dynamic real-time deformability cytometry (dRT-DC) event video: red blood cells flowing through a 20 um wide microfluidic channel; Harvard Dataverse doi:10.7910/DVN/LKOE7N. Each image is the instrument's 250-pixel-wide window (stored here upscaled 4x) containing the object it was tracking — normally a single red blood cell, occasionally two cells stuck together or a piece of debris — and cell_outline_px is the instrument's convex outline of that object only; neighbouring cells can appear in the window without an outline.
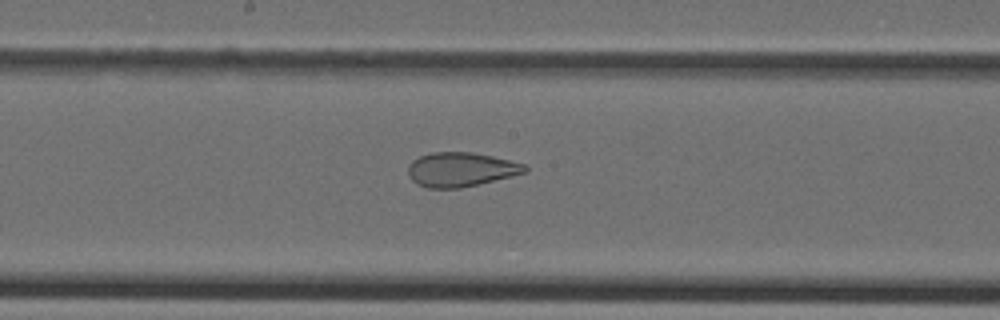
{"species": "Egyptian fruit bat (a non-hibernating species)", "species_latin": "Rousettus aegyptiacus", "temperature_condition": "cold", "stored_images_in_passage": 46, "camera_frame_rate_fps": 3000, "um_per_image_px": 0.085, "animal": {"sex": "female"}, "frame": {"image": 1, "passage_image": 24, "time_ms": 7.667, "image_size_px": [1000, 320], "cell_outline_px": [[528, 168], [524, 172], [512, 176], [460, 188], [428, 188], [416, 184], [408, 176], [408, 164], [412, 160], [420, 156], [432, 152], [472, 152], [492, 156], [524, 164]], "centroid_in_image_um": [39.12, 14.4], "position_along_channel_um": 209.1, "area_um2": 23.24}}
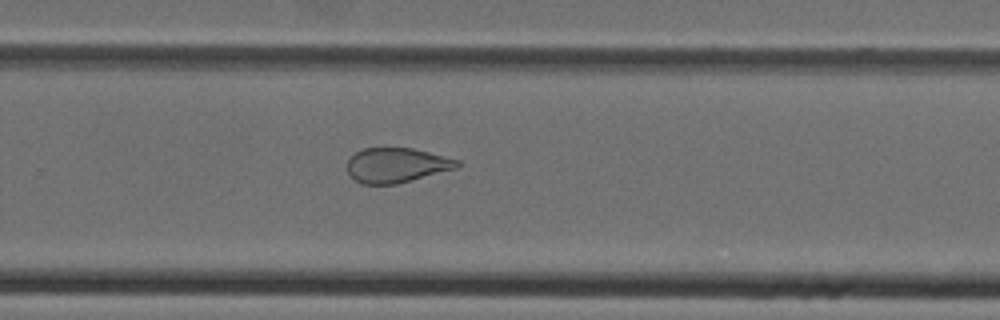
{"frame": {"image": 2, "passage_image": 30, "time_ms": 9.667, "image_size_px": [1000, 320], "cell_outline_px": [[460, 164], [456, 168], [396, 184], [360, 184], [348, 172], [348, 160], [356, 152], [364, 148], [412, 148], [460, 160]], "centroid_in_image_um": [33.7, 14.04], "position_along_channel_um": 296.1, "area_um2": 21.96}}
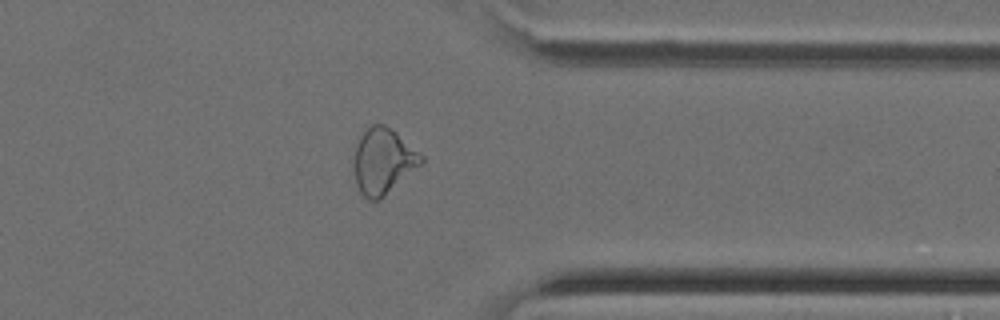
{"frame": {"image": 3, "passage_image": 36, "time_ms": 11.667, "image_size_px": [1000, 320], "cell_outline_px": [[424, 164], [380, 200], [368, 200], [360, 192], [356, 184], [356, 144], [360, 136], [372, 124], [384, 124], [396, 132], [424, 156]], "centroid_in_image_um": [32.63, 13.72], "position_along_channel_um": 378.8, "area_um2": 25.66}}